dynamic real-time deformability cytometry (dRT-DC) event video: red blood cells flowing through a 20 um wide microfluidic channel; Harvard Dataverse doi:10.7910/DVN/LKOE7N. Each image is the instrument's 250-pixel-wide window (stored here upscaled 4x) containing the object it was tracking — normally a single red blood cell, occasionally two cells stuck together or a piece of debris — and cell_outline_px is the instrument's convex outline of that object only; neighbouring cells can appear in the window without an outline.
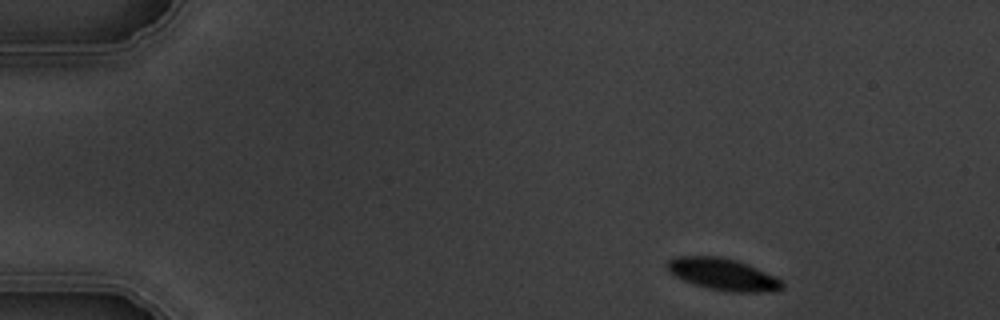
{"species": "common noctule bat (a hibernating species)", "species_latin": "Nyctalus noctula", "temperature_condition": "warm", "stored_images_in_passage": 4, "camera_frame_rate_fps": 3000, "um_per_image_px": 0.085, "animal": {"sex": "male", "body_mass_g": 19.5, "forearm_length_mm": 54.6}, "frame": {"image": 1, "passage_image": 1, "time_ms": 0.0, "image_size_px": [1000, 320], "cell_outline_px": [[784, 288], [756, 292], [728, 292], [708, 288], [684, 280], [668, 272], [668, 260], [676, 256], [720, 256], [736, 260], [748, 264], [780, 280], [784, 284]], "centroid_in_image_um": [61.41, 23.3], "position_along_channel_um": 23.6, "area_um2": 20.92}}
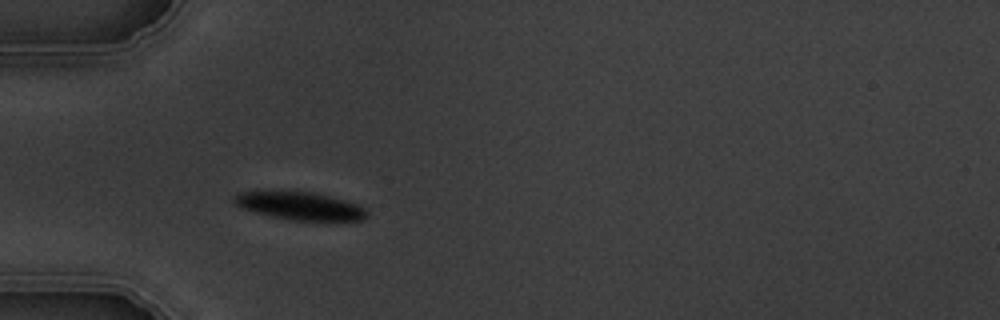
{"frame": {"image": 2, "passage_image": 4, "time_ms": 3.333, "image_size_px": [1000, 320], "cell_outline_px": [[368, 216], [364, 220], [292, 220], [272, 216], [256, 212], [244, 208], [236, 204], [232, 200], [232, 196], [236, 192], [312, 192], [344, 200], [356, 204], [364, 208], [368, 212]], "centroid_in_image_um": [25.5, 17.51], "position_along_channel_um": 59.5, "area_um2": 21.1}}